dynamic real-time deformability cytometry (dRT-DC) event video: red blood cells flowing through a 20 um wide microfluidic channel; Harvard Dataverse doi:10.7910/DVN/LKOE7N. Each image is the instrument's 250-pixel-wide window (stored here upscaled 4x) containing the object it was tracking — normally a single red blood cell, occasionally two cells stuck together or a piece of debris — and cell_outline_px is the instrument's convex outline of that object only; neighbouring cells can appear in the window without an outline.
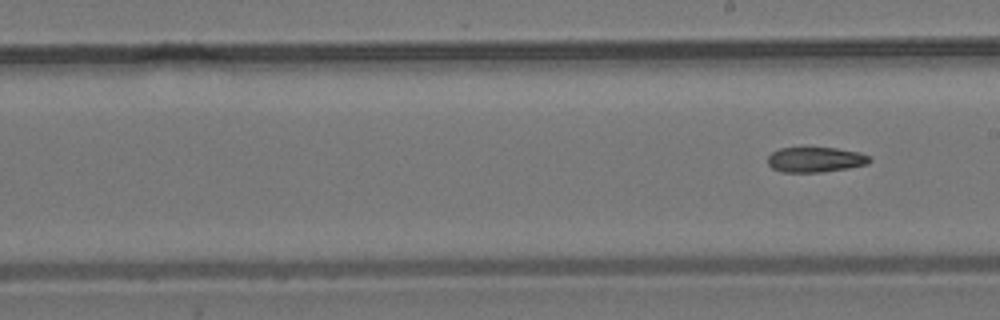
{"species": "common noctule bat (a hibernating species)", "species_latin": "Nyctalus noctula", "temperature_condition": "room temperature", "stored_images_in_passage": 10, "segment_of_instrument_passage": [2, 2], "camera_frame_rate_fps": 3000, "um_per_image_px": 0.085, "animal": {"sex": "male", "body_mass_g": 19.2, "forearm_length_mm": 51.8}, "frame": {"image": 1, "passage_image": 10, "time_ms": 3.0, "image_size_px": [1000, 320], "cell_outline_px": [[872, 160], [868, 164], [848, 168], [820, 172], [784, 172], [772, 168], [768, 164], [768, 156], [772, 152], [780, 148], [836, 148], [860, 152], [868, 156]], "centroid_in_image_um": [69.32, 13.57], "position_along_channel_um": 219.7, "area_um2": 14.85}}